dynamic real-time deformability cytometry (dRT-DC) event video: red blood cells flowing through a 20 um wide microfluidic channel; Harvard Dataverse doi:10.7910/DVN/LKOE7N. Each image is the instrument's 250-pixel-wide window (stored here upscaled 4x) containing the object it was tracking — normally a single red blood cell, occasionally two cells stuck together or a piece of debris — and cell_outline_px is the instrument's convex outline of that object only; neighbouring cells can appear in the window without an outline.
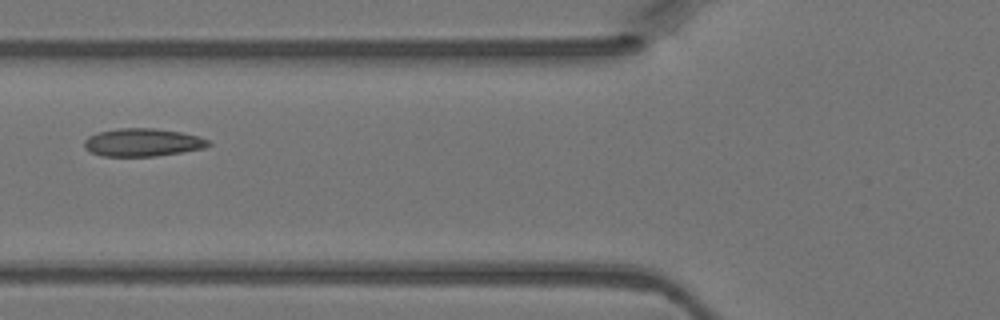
{"species": "Egyptian fruit bat (a non-hibernating species)", "species_latin": "Rousettus aegyptiacus", "temperature_condition": "warm", "stored_images_in_passage": 4, "camera_frame_rate_fps": 3000, "um_per_image_px": 0.085, "animal": {"sex": "female"}, "frame": {"image": 1, "passage_image": 4, "time_ms": 1.0, "image_size_px": [1000, 320], "cell_outline_px": [[212, 144], [204, 148], [156, 156], [104, 156], [92, 152], [84, 148], [84, 140], [88, 136], [100, 132], [120, 128], [156, 128], [180, 132], [196, 136], [208, 140]], "centroid_in_image_um": [12.11, 12.1], "position_along_channel_um": 113.7, "area_um2": 20.0}}